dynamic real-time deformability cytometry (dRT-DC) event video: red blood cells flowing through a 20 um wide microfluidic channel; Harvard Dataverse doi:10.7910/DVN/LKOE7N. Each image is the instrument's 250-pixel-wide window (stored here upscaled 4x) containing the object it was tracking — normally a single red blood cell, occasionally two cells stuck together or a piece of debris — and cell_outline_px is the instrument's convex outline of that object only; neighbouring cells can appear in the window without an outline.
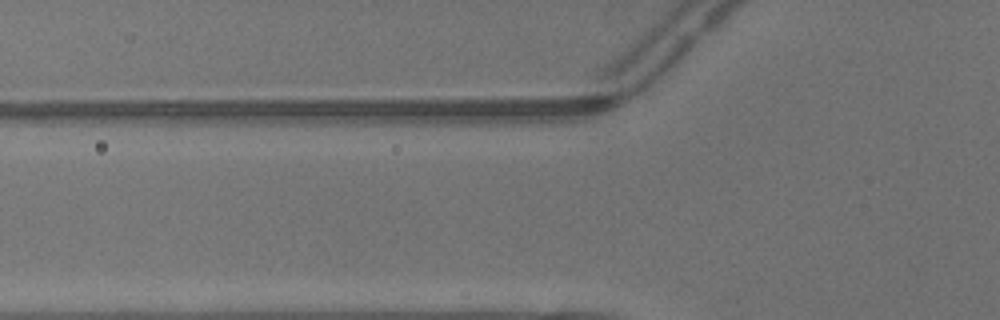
{"species": "common noctule bat (a hibernating species)", "species_latin": "Nyctalus noctula", "temperature_condition": "warm", "stored_images_in_passage": 5, "camera_frame_rate_fps": 3000, "um_per_image_px": 0.085, "animal": {"sex": "male", "body_mass_g": 13.3}, "frame": {"image": 1, "passage_image": 3, "time_ms": 0.667, "image_size_px": [1000, 320], "cell_outline_px": [[608, 96], [604, 100], [476, 120], [460, 120], [356, 104], [360, 100], [584, 96]], "centroid_in_image_um": [40.66, 8.99], "position_along_channel_um": 85.1, "area_um2": 24.39}}